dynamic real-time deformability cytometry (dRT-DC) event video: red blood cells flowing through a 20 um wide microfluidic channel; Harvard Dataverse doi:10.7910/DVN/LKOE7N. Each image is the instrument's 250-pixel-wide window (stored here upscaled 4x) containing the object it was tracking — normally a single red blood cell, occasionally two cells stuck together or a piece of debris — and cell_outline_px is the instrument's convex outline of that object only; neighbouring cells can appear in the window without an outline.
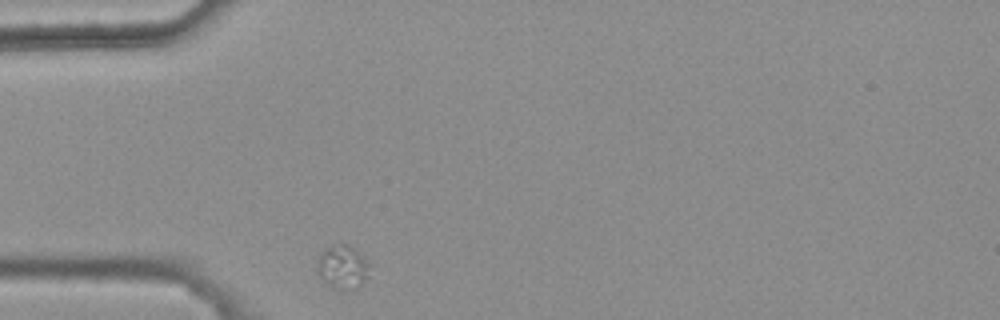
{"species": "common noctule bat (a hibernating species)", "species_latin": "Nyctalus noctula", "temperature_condition": "warm", "stored_images_in_passage": 1, "camera_frame_rate_fps": 3000, "um_per_image_px": 0.085, "animal": {"sex": "female", "body_mass_g": 25.1}, "frame": {"image": 1, "passage_image": 1, "time_ms": 0.0, "image_size_px": [1000, 320], "cell_outline_px": [[368, 276], [356, 288], [332, 288], [316, 272], [320, 256], [332, 244], [348, 244], [360, 252], [368, 264]], "centroid_in_image_um": [29.12, 22.67], "position_along_channel_um": 55.9, "area_um2": 12.83}}